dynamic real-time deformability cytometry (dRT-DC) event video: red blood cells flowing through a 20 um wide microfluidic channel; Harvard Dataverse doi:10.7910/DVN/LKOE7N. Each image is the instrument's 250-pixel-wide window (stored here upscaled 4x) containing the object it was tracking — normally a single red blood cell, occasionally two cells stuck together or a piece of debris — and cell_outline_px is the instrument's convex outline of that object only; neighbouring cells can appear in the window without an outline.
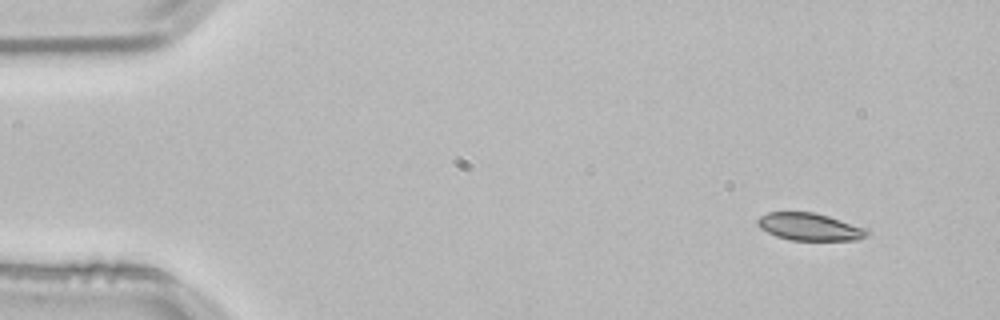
{"species": "common noctule bat (a hibernating species)", "species_latin": "Nyctalus noctula", "temperature_condition": "room temperature", "stored_images_in_passage": 49, "camera_frame_rate_fps": 3000, "um_per_image_px": 0.085, "animal": {"sex": "male", "body_mass_g": 21.5, "forearm_length_mm": 52.0}, "frame": {"image": 1, "passage_image": 1, "time_ms": 0.0, "image_size_px": [1000, 320], "cell_outline_px": [[872, 232], [868, 236], [856, 240], [788, 240], [776, 236], [760, 228], [756, 224], [756, 220], [760, 216], [768, 212], [812, 212], [828, 216], [864, 228]], "centroid_in_image_um": [68.79, 19.28], "position_along_channel_um": 16.2, "area_um2": 17.46}}
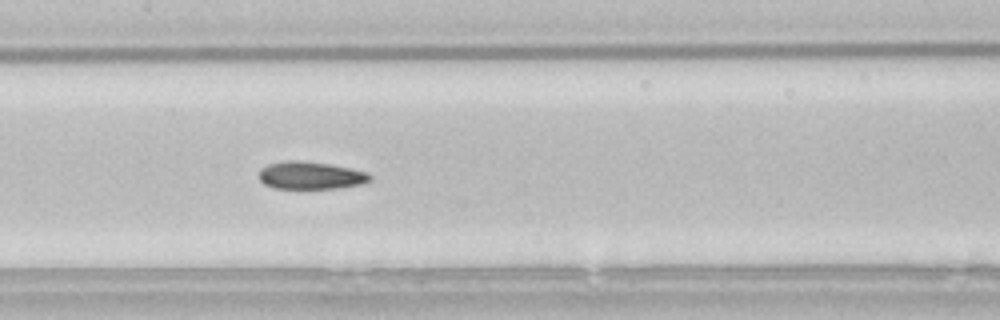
{"frame": {"image": 2, "passage_image": 22, "time_ms": 7.0, "image_size_px": [1000, 320], "cell_outline_px": [[372, 180], [360, 184], [336, 188], [272, 188], [264, 184], [260, 180], [260, 168], [268, 164], [288, 160], [296, 160], [332, 164], [368, 172], [372, 176]], "centroid_in_image_um": [26.41, 14.9], "position_along_channel_um": 181.0, "area_um2": 17.86}}
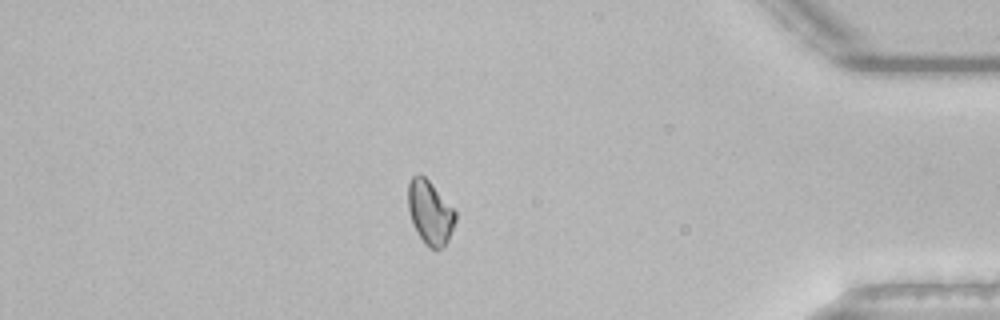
{"frame": {"image": 3, "passage_image": 42, "time_ms": 13.667, "image_size_px": [1000, 320], "cell_outline_px": [[456, 220], [448, 240], [440, 248], [428, 248], [424, 244], [412, 224], [408, 208], [408, 184], [412, 176], [420, 172], [432, 184], [456, 212]], "centroid_in_image_um": [36.53, 18.05], "position_along_channel_um": 398.7, "area_um2": 17.51}, "authors_computed_cell_mechanics": {"area_um2": 17.9758, "velocity_mm_per_s": 3.8293, "shape_relaxation_time_tau1_ms": 6.1895, "shape_relaxation_time_tau2_ms": null, "deformation_change_tau1": 0.1131, "deformation_change_tau2": null}}